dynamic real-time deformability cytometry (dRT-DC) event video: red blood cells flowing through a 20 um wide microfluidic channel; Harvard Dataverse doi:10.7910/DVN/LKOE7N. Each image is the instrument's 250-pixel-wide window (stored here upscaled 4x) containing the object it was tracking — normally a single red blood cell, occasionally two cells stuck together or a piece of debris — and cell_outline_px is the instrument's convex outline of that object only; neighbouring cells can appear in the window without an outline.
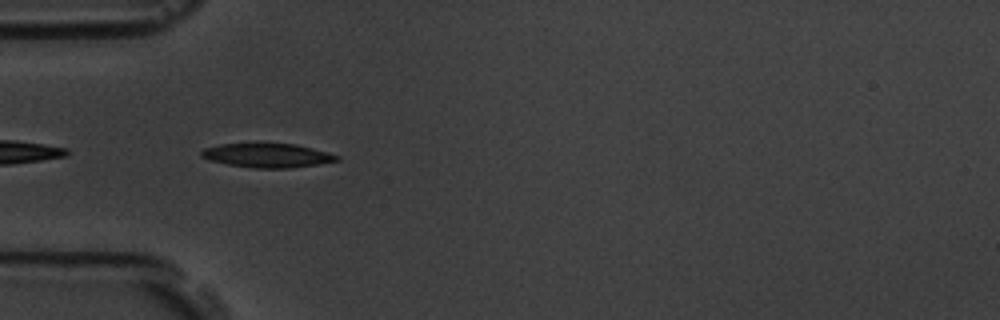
{"species": "common noctule bat (a hibernating species)", "species_latin": "Nyctalus noctula", "temperature_condition": "room temperature", "stored_images_in_passage": 8, "camera_frame_rate_fps": 3000, "um_per_image_px": 0.085, "animal": {"sex": "male", "body_mass_g": 19.5, "forearm_length_mm": 54.6}, "frame": {"image": 1, "passage_image": 2, "time_ms": 0.333, "image_size_px": [1000, 320], "cell_outline_px": [[340, 160], [316, 164], [288, 168], [252, 168], [228, 164], [208, 160], [200, 156], [200, 152], [204, 148], [220, 144], [256, 140], [296, 144], [328, 152], [340, 156]], "centroid_in_image_um": [22.66, 13.15], "position_along_channel_um": 62.3, "area_um2": 19.94}}
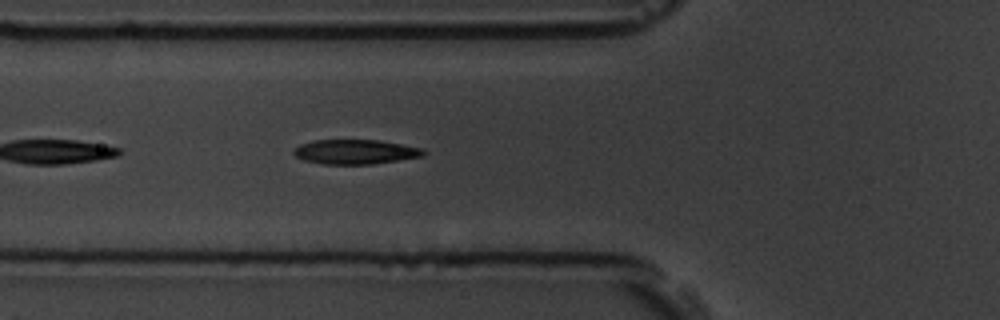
{"frame": {"image": 2, "passage_image": 5, "time_ms": 1.333, "image_size_px": [1000, 320], "cell_outline_px": [[428, 152], [424, 156], [372, 164], [324, 164], [304, 160], [296, 156], [292, 152], [300, 144], [312, 140], [380, 140], [420, 148]], "centroid_in_image_um": [30.2, 12.9], "position_along_channel_um": 95.6, "area_um2": 18.5}}